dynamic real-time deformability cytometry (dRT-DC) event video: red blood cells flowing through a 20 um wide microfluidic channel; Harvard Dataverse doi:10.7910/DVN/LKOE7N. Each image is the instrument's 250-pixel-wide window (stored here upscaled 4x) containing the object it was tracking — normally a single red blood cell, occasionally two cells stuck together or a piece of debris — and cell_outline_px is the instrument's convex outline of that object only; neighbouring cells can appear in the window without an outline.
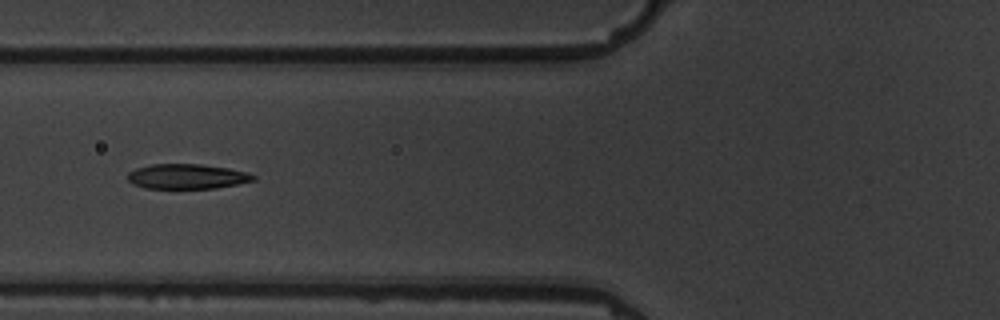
{"species": "common noctule bat (a hibernating species)", "species_latin": "Nyctalus noctula", "temperature_condition": "warm", "stored_images_in_passage": 10, "camera_frame_rate_fps": 3000, "um_per_image_px": 0.085, "animal": {"sex": "male", "body_mass_g": 19.5, "forearm_length_mm": 54.6}, "frame": {"image": 1, "passage_image": 5, "time_ms": 4.333, "image_size_px": [1000, 320], "cell_outline_px": [[256, 180], [216, 188], [144, 188], [132, 184], [128, 180], [128, 172], [136, 168], [152, 164], [200, 164], [228, 168], [248, 172], [256, 176]], "centroid_in_image_um": [15.89, 14.99], "position_along_channel_um": 109.9, "area_um2": 18.26}}
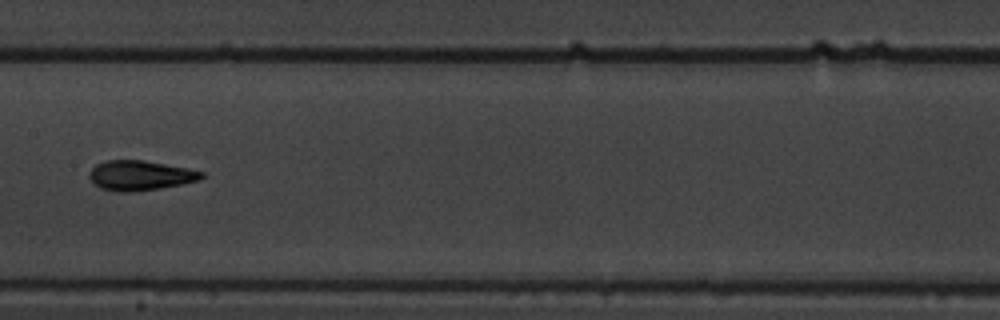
{"frame": {"image": 2, "passage_image": 7, "time_ms": 6.667, "image_size_px": [1000, 320], "cell_outline_px": [[204, 176], [200, 180], [160, 188], [128, 192], [120, 192], [100, 188], [88, 176], [88, 172], [96, 164], [104, 160], [144, 160], [204, 172]], "centroid_in_image_um": [11.88, 14.91], "position_along_channel_um": 195.5, "area_um2": 19.31}}
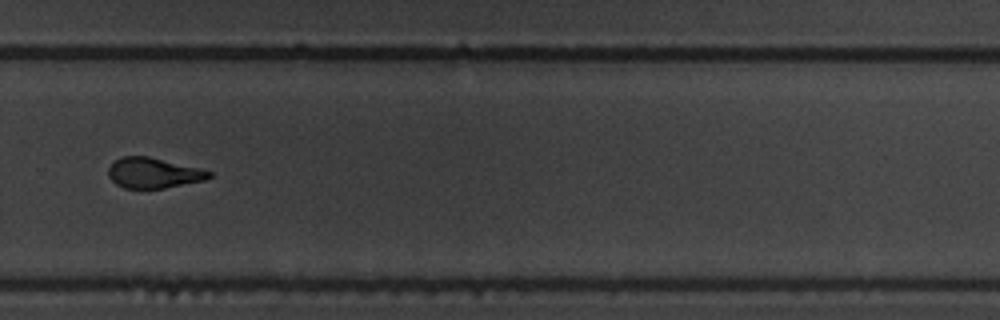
{"frame": {"image": 3, "passage_image": 10, "time_ms": 10.0, "image_size_px": [1000, 320], "cell_outline_px": [[212, 176], [204, 180], [164, 188], [124, 188], [116, 184], [108, 176], [108, 168], [120, 156], [148, 156], [200, 168], [212, 172]], "centroid_in_image_um": [13.03, 14.69], "position_along_channel_um": 316.8, "area_um2": 17.74}}